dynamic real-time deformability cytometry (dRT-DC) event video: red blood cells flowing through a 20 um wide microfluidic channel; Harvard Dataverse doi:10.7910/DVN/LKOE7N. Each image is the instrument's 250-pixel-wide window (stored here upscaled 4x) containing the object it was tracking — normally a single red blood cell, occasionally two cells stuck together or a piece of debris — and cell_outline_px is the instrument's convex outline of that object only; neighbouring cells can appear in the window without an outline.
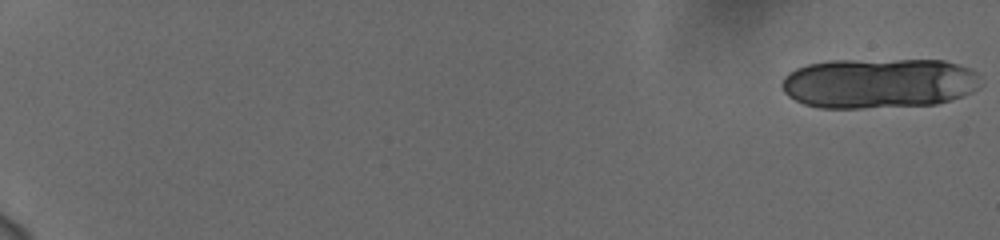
{"species": "human", "species_latin": "Homo sapiens", "temperature_condition": "cold", "stored_images_in_passage": 20, "camera_frame_rate_fps": 3000, "um_per_image_px": 0.085, "donor": {"sex": "female"}, "frame": {"image": 1, "passage_image": 1, "time_ms": 0.0, "image_size_px": [1000, 240], "cell_outline_px": [[984, 84], [980, 88], [964, 96], [952, 100], [936, 104], [860, 108], [820, 108], [804, 104], [788, 96], [784, 92], [780, 84], [784, 76], [788, 72], [796, 68], [808, 64], [828, 60], [944, 60], [972, 68], [980, 76]], "centroid_in_image_um": [74.74, 7.07], "position_along_channel_um": 10.3, "area_um2": 59.01}}